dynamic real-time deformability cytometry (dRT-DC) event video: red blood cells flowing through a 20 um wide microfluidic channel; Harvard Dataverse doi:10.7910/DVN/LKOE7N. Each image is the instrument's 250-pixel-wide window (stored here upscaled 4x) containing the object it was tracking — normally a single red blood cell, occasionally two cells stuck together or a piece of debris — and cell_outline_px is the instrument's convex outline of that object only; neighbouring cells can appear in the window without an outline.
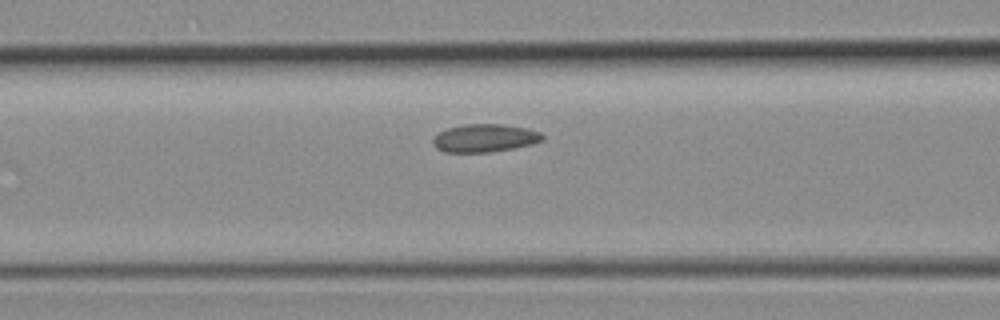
{"species": "common noctule bat (a hibernating species)", "species_latin": "Nyctalus noctula", "temperature_condition": "room temperature", "stored_images_in_passage": 3, "camera_frame_rate_fps": 3000, "um_per_image_px": 0.085, "animal": {"sex": "female", "body_mass_g": 19.3, "forearm_length_mm": 54.1}, "frame": {"image": 1, "passage_image": 3, "time_ms": 0.667, "image_size_px": [1000, 320], "cell_outline_px": [[544, 140], [532, 144], [512, 148], [488, 152], [444, 152], [436, 148], [432, 144], [432, 136], [448, 128], [464, 124], [500, 124], [528, 128], [540, 132], [544, 136]], "centroid_in_image_um": [41.18, 11.73], "position_along_channel_um": 125.4, "area_um2": 17.92}}